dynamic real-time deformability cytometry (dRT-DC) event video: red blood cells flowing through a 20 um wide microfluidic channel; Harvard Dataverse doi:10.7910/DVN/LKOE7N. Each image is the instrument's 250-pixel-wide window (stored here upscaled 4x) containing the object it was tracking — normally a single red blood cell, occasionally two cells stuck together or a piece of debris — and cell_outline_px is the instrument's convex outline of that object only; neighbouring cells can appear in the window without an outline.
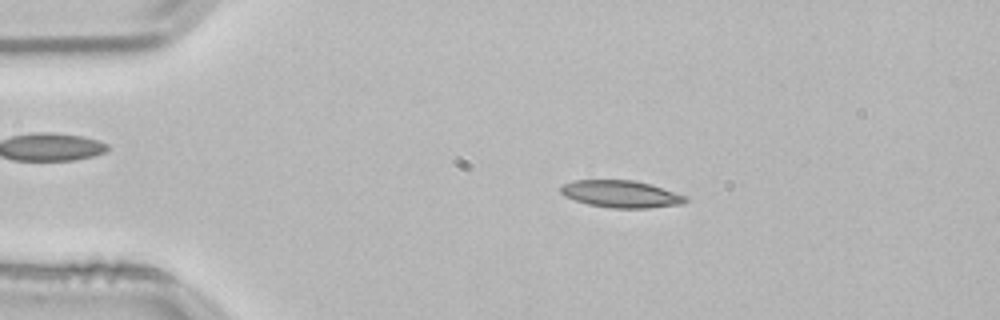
{"species": "common noctule bat (a hibernating species)", "species_latin": "Nyctalus noctula", "temperature_condition": "room temperature", "stored_images_in_passage": 53, "camera_frame_rate_fps": 3000, "um_per_image_px": 0.085, "animal": {"sex": "male", "body_mass_g": 21.5, "forearm_length_mm": 52.0}, "frame": {"image": 1, "passage_image": 10, "time_ms": 3.0, "image_size_px": [1000, 320], "cell_outline_px": [[688, 200], [684, 204], [648, 208], [612, 208], [588, 204], [564, 196], [560, 192], [560, 188], [564, 184], [572, 180], [632, 180], [648, 184], [688, 196]], "centroid_in_image_um": [52.79, 16.5], "position_along_channel_um": 32.2, "area_um2": 19.65}}
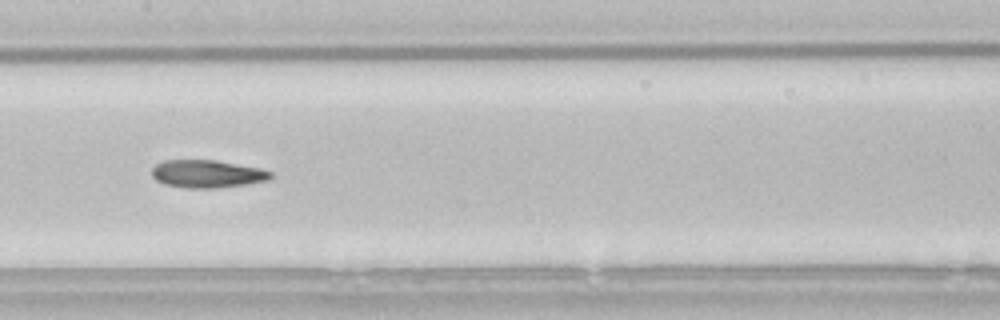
{"frame": {"image": 2, "passage_image": 26, "time_ms": 8.333, "image_size_px": [1000, 320], "cell_outline_px": [[272, 176], [268, 180], [220, 188], [188, 188], [164, 184], [156, 180], [152, 176], [152, 168], [156, 164], [164, 160], [216, 160], [260, 168], [272, 172]], "centroid_in_image_um": [17.59, 14.77], "position_along_channel_um": 189.8, "area_um2": 19.19}}
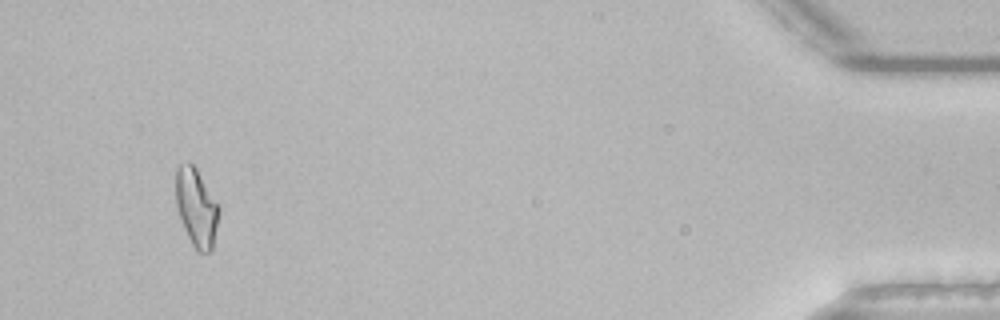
{"frame": {"image": 3, "passage_image": 50, "time_ms": 16.333, "image_size_px": [1000, 320], "cell_outline_px": [[220, 212], [212, 248], [208, 252], [196, 252], [184, 228], [176, 208], [176, 172], [180, 164], [188, 160], [196, 168], [220, 208]], "centroid_in_image_um": [16.68, 17.64], "position_along_channel_um": 418.5, "area_um2": 19.48}, "authors_computed_cell_mechanics": {"area_um2": 19.074, "velocity_mm_per_s": 3.8243, "shape_relaxation_time_tau1_ms": 7.8415, "shape_relaxation_time_tau2_ms": 9.7694, "deformation_change_tau1": 0.1992, "deformation_change_tau2": 0.2154}}